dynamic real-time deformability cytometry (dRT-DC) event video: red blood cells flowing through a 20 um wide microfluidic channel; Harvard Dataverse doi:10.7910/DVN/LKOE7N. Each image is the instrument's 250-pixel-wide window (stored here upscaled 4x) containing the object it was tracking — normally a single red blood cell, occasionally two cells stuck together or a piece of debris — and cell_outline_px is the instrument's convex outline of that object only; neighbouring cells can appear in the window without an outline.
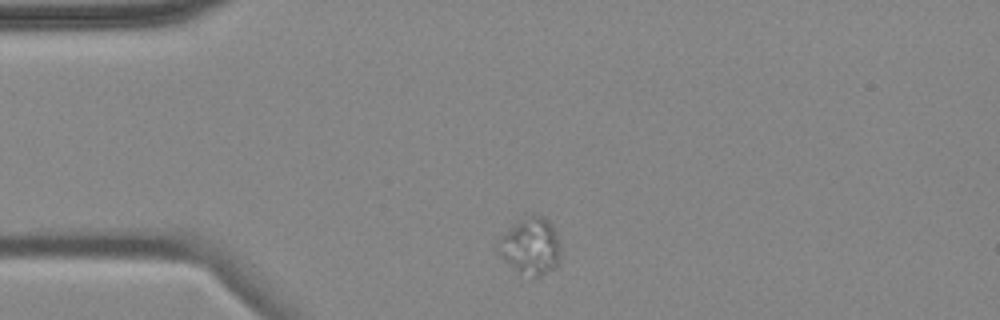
{"species": "common noctule bat (a hibernating species)", "species_latin": "Nyctalus noctula", "temperature_condition": "cold", "stored_images_in_passage": 2, "camera_frame_rate_fps": 3000, "um_per_image_px": 0.085, "animal": {"sex": "female", "body_mass_g": 18.4}, "frame": {"image": 1, "passage_image": 1, "time_ms": 0.0, "image_size_px": [1000, 320], "cell_outline_px": [[560, 252], [556, 268], [540, 276], [536, 276], [512, 268], [496, 252], [496, 248], [500, 240], [516, 220], [524, 212], [532, 212], [544, 216], [552, 224], [560, 244]], "centroid_in_image_um": [45.1, 20.83], "position_along_channel_um": 39.9, "area_um2": 20.98}}